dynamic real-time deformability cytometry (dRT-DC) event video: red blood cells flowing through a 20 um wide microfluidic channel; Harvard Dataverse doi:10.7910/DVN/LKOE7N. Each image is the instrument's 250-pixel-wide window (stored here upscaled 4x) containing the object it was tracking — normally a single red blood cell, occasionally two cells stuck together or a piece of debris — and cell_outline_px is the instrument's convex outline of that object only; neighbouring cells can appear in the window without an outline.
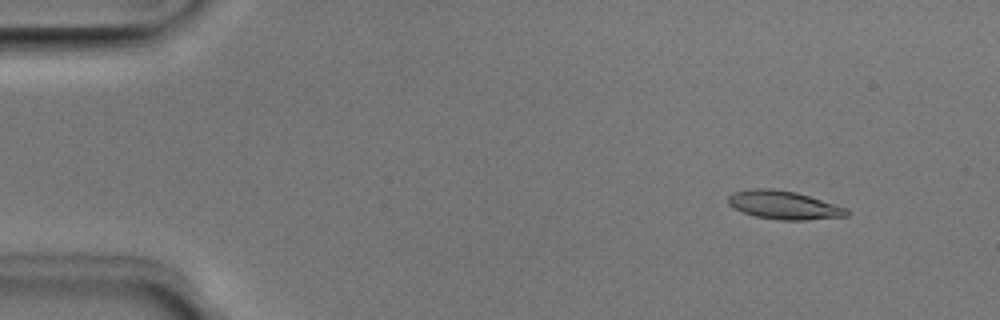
{"species": "Egyptian fruit bat (a non-hibernating species)", "species_latin": "Rousettus aegyptiacus", "temperature_condition": "room temperature", "stored_images_in_passage": 50, "camera_frame_rate_fps": 3000, "um_per_image_px": 0.085, "animal": {"sex": "male"}, "frame": {"image": 1, "passage_image": 5, "time_ms": 1.333, "image_size_px": [1000, 320], "cell_outline_px": [[852, 212], [848, 216], [804, 220], [780, 220], [756, 216], [744, 212], [728, 204], [728, 196], [732, 192], [752, 188], [772, 188], [796, 192], [848, 208]], "centroid_in_image_um": [66.66, 17.42], "position_along_channel_um": 18.3, "area_um2": 19.65}}
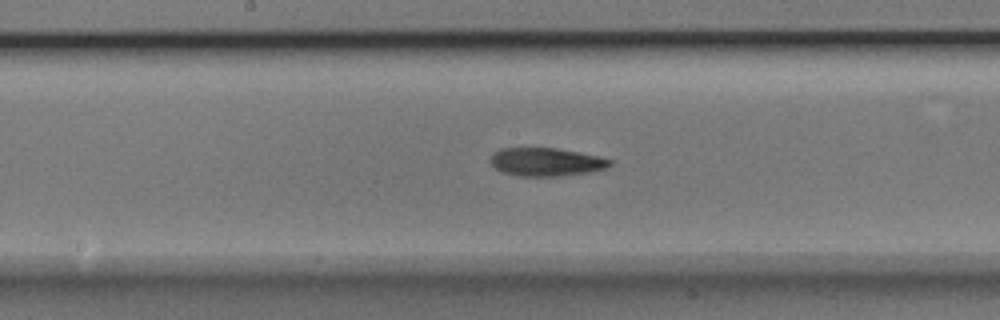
{"frame": {"image": 2, "passage_image": 26, "time_ms": 8.333, "image_size_px": [1000, 320], "cell_outline_px": [[612, 164], [604, 168], [592, 172], [560, 176], [520, 176], [500, 172], [488, 160], [492, 152], [500, 148], [556, 148], [600, 156], [612, 160]], "centroid_in_image_um": [46.39, 13.76], "position_along_channel_um": 201.8, "area_um2": 19.88}}
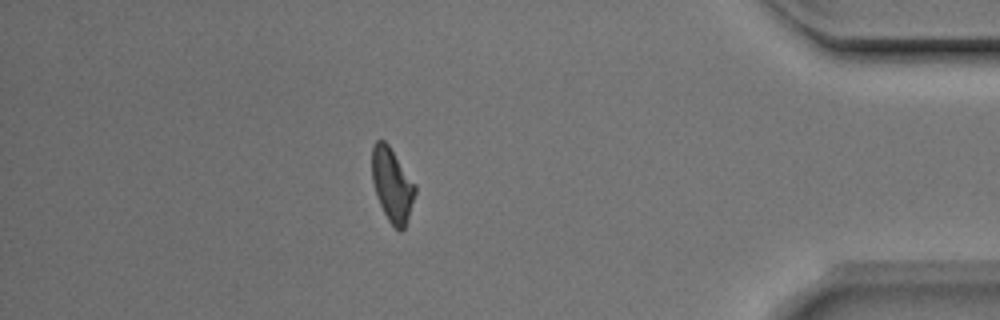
{"frame": {"image": 3, "passage_image": 44, "time_ms": 14.333, "image_size_px": [1000, 320], "cell_outline_px": [[416, 192], [404, 228], [400, 232], [388, 220], [380, 204], [372, 180], [372, 144], [376, 140], [384, 140], [388, 144], [416, 184]], "centroid_in_image_um": [33.33, 15.67], "position_along_channel_um": 401.9, "area_um2": 18.32}, "authors_computed_cell_mechanics": {"area_um2": 19.074, "velocity_mm_per_s": 4.0017, "shape_relaxation_time_tau1_ms": null, "shape_relaxation_time_tau2_ms": 6.8621, "deformation_change_tau1": null, "deformation_change_tau2": 0.174}}